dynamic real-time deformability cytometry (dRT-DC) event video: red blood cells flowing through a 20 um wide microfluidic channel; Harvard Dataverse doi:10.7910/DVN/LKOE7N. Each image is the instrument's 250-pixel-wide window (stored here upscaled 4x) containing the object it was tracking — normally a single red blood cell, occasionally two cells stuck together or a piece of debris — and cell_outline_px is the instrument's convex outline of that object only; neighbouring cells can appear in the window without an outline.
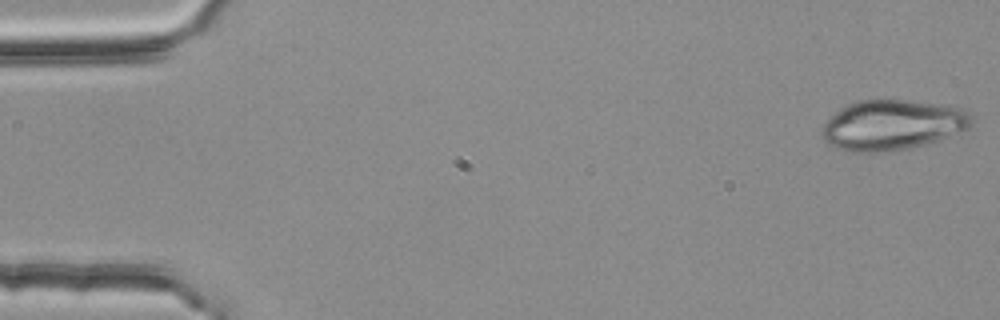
{"species": "common noctule bat (a hibernating species)", "species_latin": "Nyctalus noctula", "temperature_condition": "room temperature", "stored_images_in_passage": 4, "segment_of_instrument_passage": [2, 2], "camera_frame_rate_fps": 3000, "um_per_image_px": 0.085, "animal": {"sex": "female", "body_mass_g": 25.1}, "frame": {"image": 1, "passage_image": 4, "time_ms": 1.0, "image_size_px": [1000, 320], "cell_outline_px": [[972, 124], [968, 128], [936, 140], [924, 144], [908, 148], [876, 152], [852, 152], [836, 148], [828, 144], [820, 136], [820, 132], [824, 124], [840, 108], [856, 100], [912, 100], [940, 104], [960, 108], [968, 112], [972, 120]], "centroid_in_image_um": [75.79, 10.61], "position_along_channel_um": 9.2, "area_um2": 43.47}}